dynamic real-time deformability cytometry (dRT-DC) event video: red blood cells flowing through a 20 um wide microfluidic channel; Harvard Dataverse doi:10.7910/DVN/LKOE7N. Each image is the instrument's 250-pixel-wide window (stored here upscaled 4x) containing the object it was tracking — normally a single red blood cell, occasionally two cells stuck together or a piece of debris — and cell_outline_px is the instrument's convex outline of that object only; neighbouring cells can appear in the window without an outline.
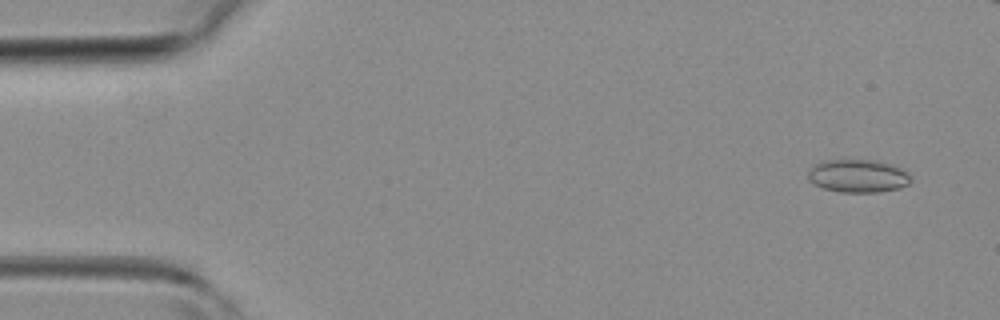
{"species": "common noctule bat (a hibernating species)", "species_latin": "Nyctalus noctula", "temperature_condition": "room temperature", "stored_images_in_passage": 46, "camera_frame_rate_fps": 3000, "um_per_image_px": 0.085, "animal": {"sex": "female", "body_mass_g": 19.3, "forearm_length_mm": 54.1}, "frame": {"image": 1, "passage_image": 3, "time_ms": 0.667, "image_size_px": [1000, 320], "cell_outline_px": [[912, 180], [908, 184], [900, 188], [876, 192], [840, 192], [824, 188], [808, 180], [808, 172], [816, 164], [824, 160], [876, 160], [892, 164], [908, 172], [912, 176]], "centroid_in_image_um": [72.97, 14.95], "position_along_channel_um": 12.0, "area_um2": 19.77}}
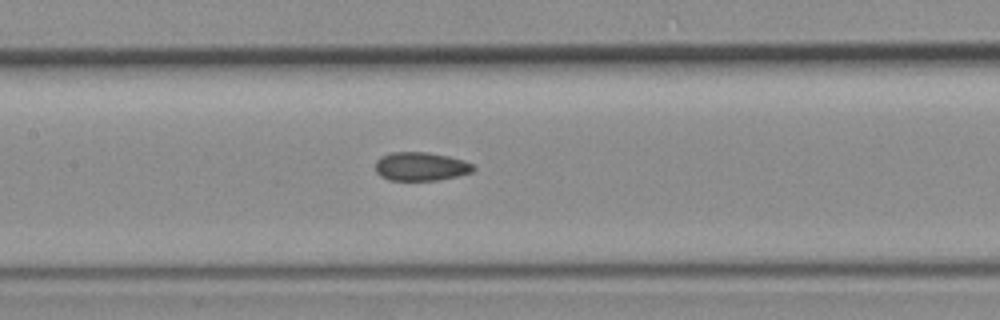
{"frame": {"image": 2, "passage_image": 21, "time_ms": 6.667, "image_size_px": [1000, 320], "cell_outline_px": [[476, 168], [472, 172], [440, 180], [388, 180], [380, 176], [376, 172], [376, 160], [392, 152], [424, 152], [448, 156], [464, 160], [472, 164]], "centroid_in_image_um": [35.78, 14.16], "position_along_channel_um": 171.6, "area_um2": 16.24}}
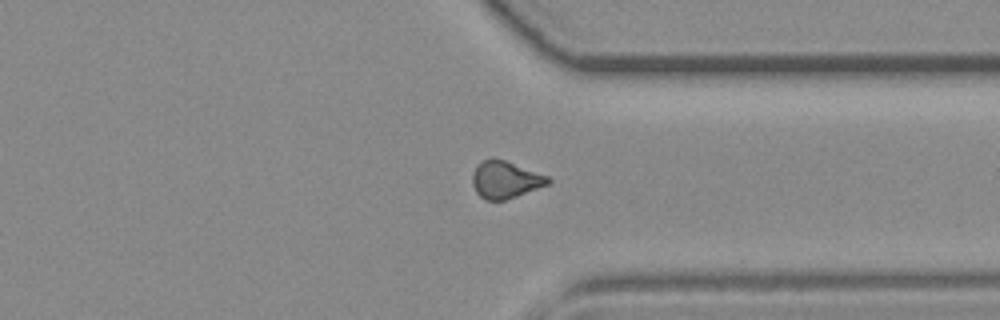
{"frame": {"image": 3, "passage_image": 34, "time_ms": 11.0, "image_size_px": [1000, 320], "cell_outline_px": [[552, 180], [548, 184], [516, 196], [504, 200], [484, 200], [476, 192], [472, 184], [472, 176], [476, 164], [492, 156], [504, 160], [548, 176]], "centroid_in_image_um": [42.91, 15.26], "position_along_channel_um": 368.5, "area_um2": 16.36}}